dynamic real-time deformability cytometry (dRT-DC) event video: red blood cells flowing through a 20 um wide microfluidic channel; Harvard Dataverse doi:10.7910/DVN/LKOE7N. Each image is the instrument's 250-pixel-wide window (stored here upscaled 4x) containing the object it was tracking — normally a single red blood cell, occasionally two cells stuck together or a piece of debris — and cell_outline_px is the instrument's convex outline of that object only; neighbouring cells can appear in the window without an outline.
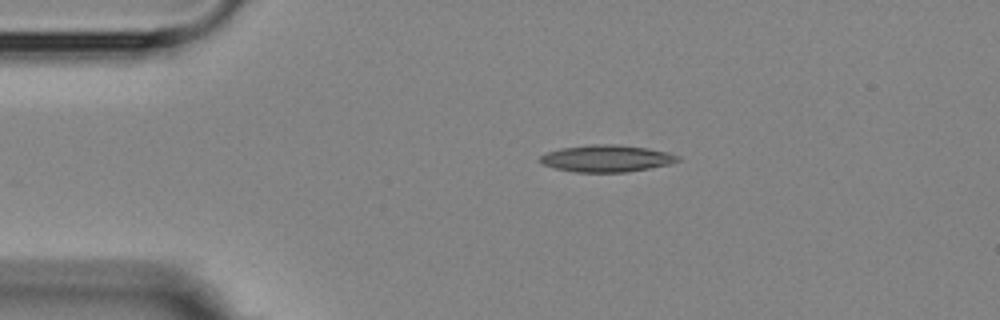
{"species": "Egyptian fruit bat (a non-hibernating species)", "species_latin": "Rousettus aegyptiacus", "temperature_condition": "room temperature", "stored_images_in_passage": 3, "camera_frame_rate_fps": 3000, "um_per_image_px": 0.085, "animal": {"sex": "female"}, "frame": {"image": 1, "passage_image": 2, "time_ms": 1.0, "image_size_px": [1000, 320], "cell_outline_px": [[680, 160], [668, 164], [628, 172], [576, 172], [556, 168], [540, 164], [536, 160], [540, 156], [548, 152], [560, 148], [592, 144], [616, 144], [648, 148], [668, 152], [680, 156]], "centroid_in_image_um": [51.52, 13.46], "position_along_channel_um": 33.5, "area_um2": 21.68}}